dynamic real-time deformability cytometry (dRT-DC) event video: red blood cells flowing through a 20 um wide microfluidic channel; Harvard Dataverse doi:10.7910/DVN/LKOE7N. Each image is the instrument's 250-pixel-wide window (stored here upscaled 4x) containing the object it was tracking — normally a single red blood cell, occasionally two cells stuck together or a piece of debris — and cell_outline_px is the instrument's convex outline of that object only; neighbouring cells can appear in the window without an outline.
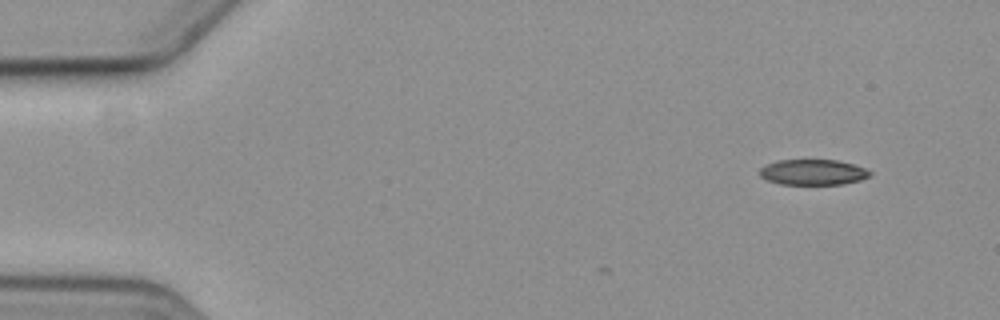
{"species": "common noctule bat (a hibernating species)", "species_latin": "Nyctalus noctula", "temperature_condition": "cold", "stored_images_in_passage": 8, "camera_frame_rate_fps": 3000, "um_per_image_px": 0.085, "animal": {"sex": "female", "body_mass_g": 19.3, "forearm_length_mm": 54.1}, "frame": {"image": 1, "passage_image": 1, "time_ms": 0.0, "image_size_px": [1000, 320], "cell_outline_px": [[872, 172], [868, 176], [860, 180], [844, 184], [780, 184], [768, 180], [760, 176], [760, 168], [768, 164], [780, 160], [836, 160], [852, 164], [864, 168]], "centroid_in_image_um": [69.1, 14.64], "position_along_channel_um": 15.9, "area_um2": 16.18}}
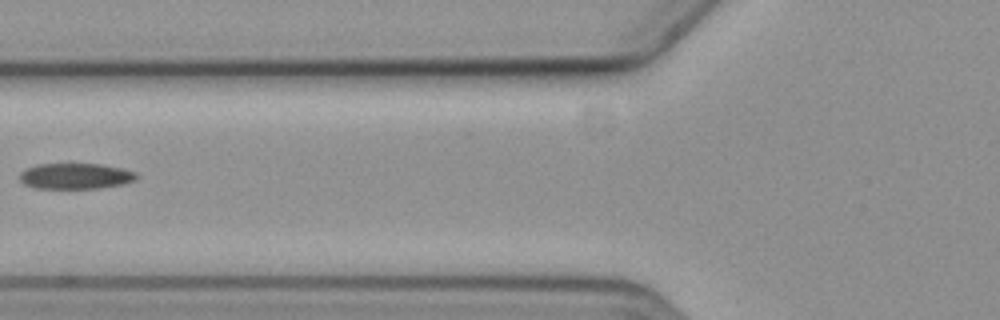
{"frame": {"image": 2, "passage_image": 6, "time_ms": 6.0, "image_size_px": [1000, 320], "cell_outline_px": [[136, 180], [120, 184], [96, 188], [36, 188], [24, 184], [20, 180], [20, 172], [36, 164], [68, 160], [100, 164], [124, 168], [136, 172]], "centroid_in_image_um": [6.38, 14.9], "position_along_channel_um": 119.4, "area_um2": 18.32}}
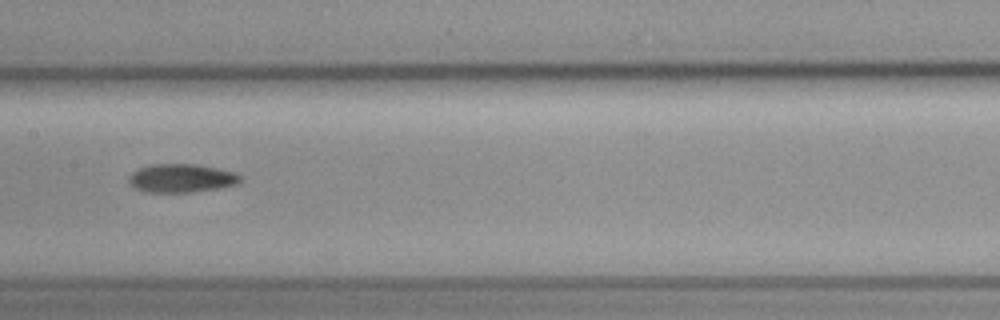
{"frame": {"image": 3, "passage_image": 8, "time_ms": 8.0, "image_size_px": [1000, 320], "cell_outline_px": [[240, 180], [236, 184], [220, 188], [192, 192], [148, 192], [136, 188], [128, 180], [132, 172], [136, 168], [152, 164], [196, 164], [216, 168], [232, 172], [240, 176]], "centroid_in_image_um": [15.39, 15.14], "position_along_channel_um": 192.0, "area_um2": 18.32}}